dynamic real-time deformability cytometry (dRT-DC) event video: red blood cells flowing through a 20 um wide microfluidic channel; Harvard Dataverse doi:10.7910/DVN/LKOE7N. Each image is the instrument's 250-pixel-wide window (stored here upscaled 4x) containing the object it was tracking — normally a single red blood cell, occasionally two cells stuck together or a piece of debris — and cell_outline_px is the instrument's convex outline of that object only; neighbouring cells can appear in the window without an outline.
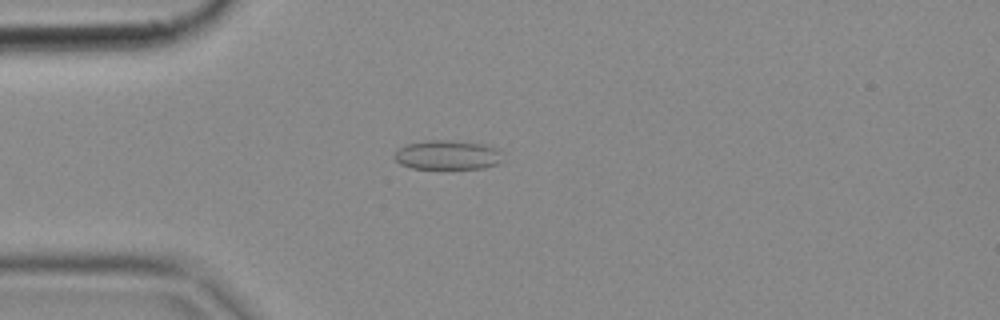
{"species": "common noctule bat (a hibernating species)", "species_latin": "Nyctalus noctula", "temperature_condition": "cold", "stored_images_in_passage": 4, "camera_frame_rate_fps": 3000, "um_per_image_px": 0.085, "animal": {"sex": "female", "body_mass_g": 18.4}, "frame": {"image": 1, "passage_image": 3, "time_ms": 0.667, "image_size_px": [1000, 320], "cell_outline_px": [[504, 160], [500, 164], [484, 168], [412, 168], [400, 164], [392, 156], [400, 148], [408, 144], [428, 140], [452, 140], [484, 144], [500, 148]], "centroid_in_image_um": [38.12, 13.17], "position_along_channel_um": 46.9, "area_um2": 18.73}}